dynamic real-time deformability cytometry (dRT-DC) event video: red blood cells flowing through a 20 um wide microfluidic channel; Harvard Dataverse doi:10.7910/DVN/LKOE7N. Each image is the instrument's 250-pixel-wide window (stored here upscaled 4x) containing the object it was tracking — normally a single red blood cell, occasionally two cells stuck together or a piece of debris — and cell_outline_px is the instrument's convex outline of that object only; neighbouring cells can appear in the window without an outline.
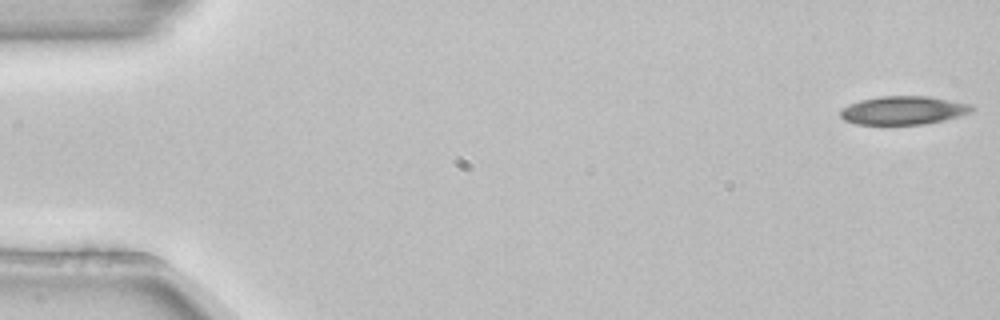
{"species": "common noctule bat (a hibernating species)", "species_latin": "Nyctalus noctula", "temperature_condition": "room temperature", "stored_images_in_passage": 53, "camera_frame_rate_fps": 3000, "um_per_image_px": 0.085, "animal": {"sex": "female", "body_mass_g": 22.7, "forearm_length_mm": 54.2}, "frame": {"image": 1, "passage_image": 1, "time_ms": 0.0, "image_size_px": [1000, 320], "cell_outline_px": [[976, 108], [972, 112], [944, 120], [924, 124], [856, 124], [844, 120], [840, 116], [840, 108], [848, 104], [860, 100], [880, 96], [928, 96], [972, 104]], "centroid_in_image_um": [76.78, 9.37], "position_along_channel_um": 8.2, "area_um2": 21.91}}
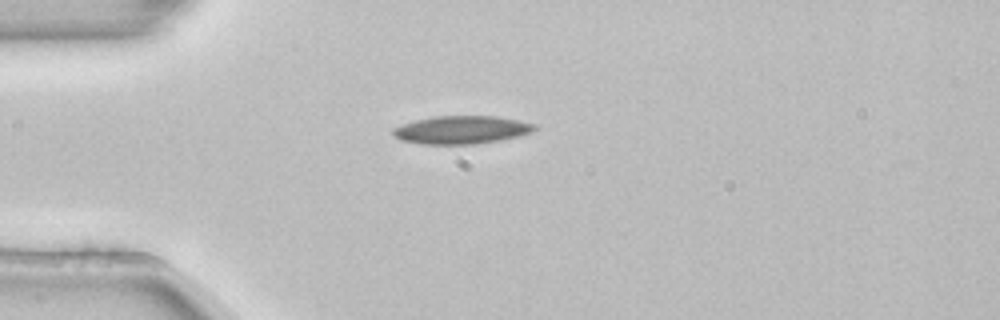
{"frame": {"image": 2, "passage_image": 14, "time_ms": 4.333, "image_size_px": [1000, 320], "cell_outline_px": [[536, 128], [532, 132], [520, 136], [500, 140], [476, 144], [420, 144], [400, 140], [392, 136], [392, 128], [416, 120], [436, 116], [496, 116], [536, 124]], "centroid_in_image_um": [39.21, 11.04], "position_along_channel_um": 45.8, "area_um2": 23.18}}
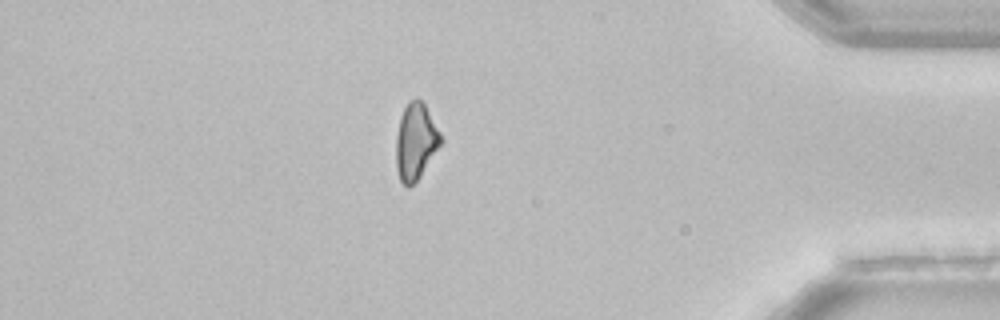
{"frame": {"image": 3, "passage_image": 46, "time_ms": 15.0, "image_size_px": [1000, 320], "cell_outline_px": [[444, 140], [420, 176], [408, 188], [400, 180], [396, 168], [396, 136], [400, 116], [408, 100], [416, 96], [424, 104], [440, 132]], "centroid_in_image_um": [35.32, 12.0], "position_along_channel_um": 399.9, "area_um2": 19.94}, "authors_computed_cell_mechanics": {"area_um2": 22.3686, "velocity_mm_per_s": 3.8615, "shape_relaxation_time_tau1_ms": 3.9045, "shape_relaxation_time_tau2_ms": null, "deformation_change_tau1": 0.0893, "deformation_change_tau2": null}}